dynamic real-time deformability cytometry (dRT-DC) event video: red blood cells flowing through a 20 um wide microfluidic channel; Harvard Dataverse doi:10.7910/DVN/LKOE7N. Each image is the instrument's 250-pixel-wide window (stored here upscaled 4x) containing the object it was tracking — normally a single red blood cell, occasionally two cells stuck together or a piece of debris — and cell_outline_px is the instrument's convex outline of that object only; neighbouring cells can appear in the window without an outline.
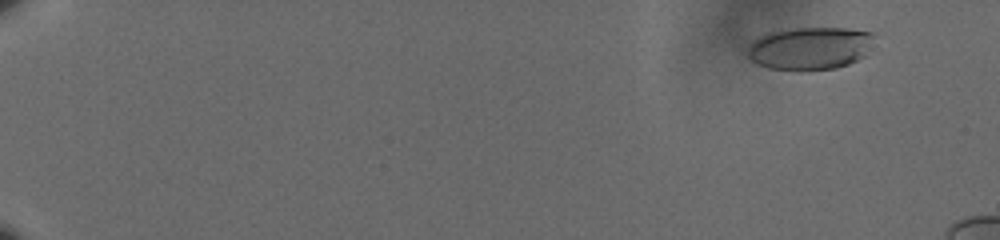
{"species": "human", "species_latin": "Homo sapiens", "temperature_condition": "cold", "stored_images_in_passage": 23, "camera_frame_rate_fps": 3000, "um_per_image_px": 0.085, "donor": {"sex": "male"}, "frame": {"image": 1, "passage_image": 7, "time_ms": 2.0, "image_size_px": [1000, 240], "cell_outline_px": [[876, 36], [864, 56], [848, 64], [836, 68], [768, 68], [756, 64], [748, 56], [748, 48], [760, 36], [768, 32], [796, 28], [848, 28], [876, 32]], "centroid_in_image_um": [68.9, 4.06], "position_along_channel_um": 16.1, "area_um2": 30.98}}